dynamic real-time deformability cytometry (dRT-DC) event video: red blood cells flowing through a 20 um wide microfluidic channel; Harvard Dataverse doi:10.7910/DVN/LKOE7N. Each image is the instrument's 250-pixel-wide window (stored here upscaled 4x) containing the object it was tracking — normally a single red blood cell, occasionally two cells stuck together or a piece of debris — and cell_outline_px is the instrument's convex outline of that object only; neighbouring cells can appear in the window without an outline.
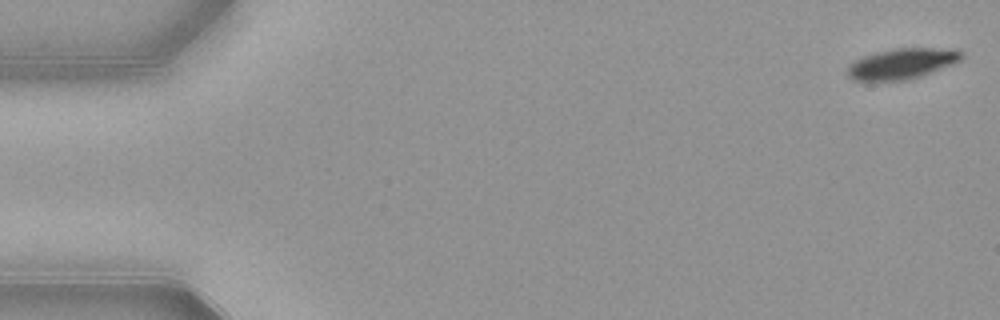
{"species": "common noctule bat (a hibernating species)", "species_latin": "Nyctalus noctula", "temperature_condition": "warm", "stored_images_in_passage": 53, "camera_frame_rate_fps": 3000, "um_per_image_px": 0.085, "animal": {"sex": "female", "body_mass_g": 21.9}, "frame": {"image": 1, "passage_image": 1, "time_ms": 0.0, "image_size_px": [1000, 320], "cell_outline_px": [[964, 56], [960, 60], [952, 64], [920, 76], [904, 80], [852, 80], [848, 76], [848, 64], [864, 56], [876, 52], [896, 48], [956, 48]], "centroid_in_image_um": [76.67, 5.39], "position_along_channel_um": 8.3, "area_um2": 20.11}}
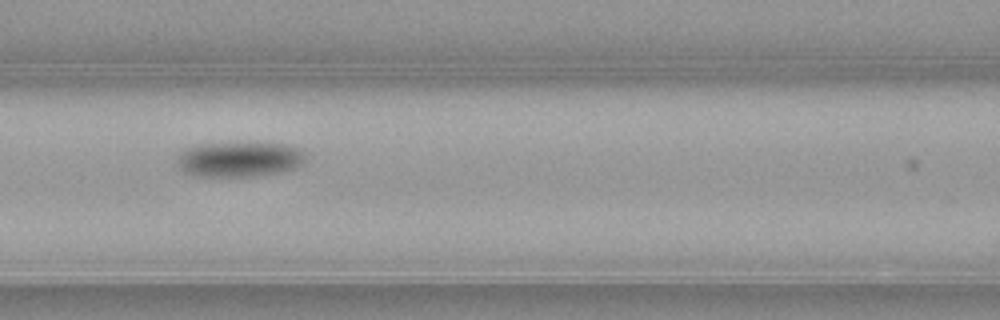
{"frame": {"image": 2, "passage_image": 23, "time_ms": 7.333, "image_size_px": [1000, 320], "cell_outline_px": [[308, 152], [304, 160], [296, 168], [280, 172], [252, 176], [192, 176], [184, 172], [176, 164], [176, 156], [184, 148], [196, 144], [256, 140], [288, 144], [300, 148]], "centroid_in_image_um": [20.35, 13.48], "position_along_channel_um": 146.3, "area_um2": 27.74}}
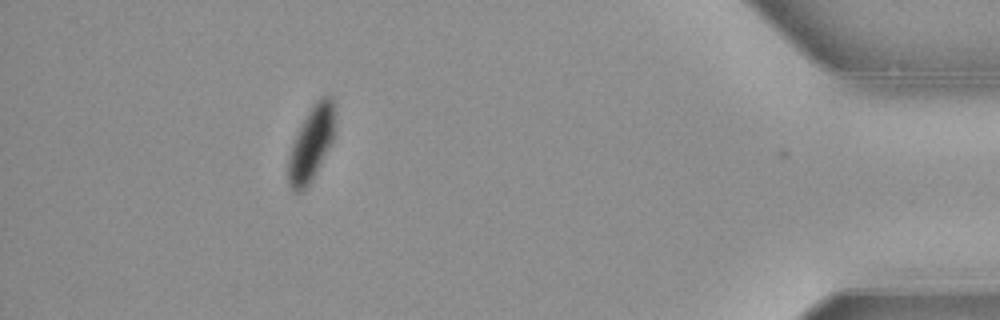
{"frame": {"image": 3, "passage_image": 48, "time_ms": 15.667, "image_size_px": [1000, 320], "cell_outline_px": [[332, 140], [312, 180], [304, 192], [292, 192], [288, 184], [288, 156], [292, 144], [300, 124], [316, 100], [320, 96], [332, 96]], "centroid_in_image_um": [26.38, 12.28], "position_along_channel_um": 408.8, "area_um2": 19.77}, "authors_computed_cell_mechanics": {"area_um2": 24.7384, "velocity_mm_per_s": 3.8586, "shape_relaxation_time_tau1_ms": 2.5489, "shape_relaxation_time_tau2_ms": 2.7642, "deformation_change_tau1": 0.1293, "deformation_change_tau2": 0.0304}}